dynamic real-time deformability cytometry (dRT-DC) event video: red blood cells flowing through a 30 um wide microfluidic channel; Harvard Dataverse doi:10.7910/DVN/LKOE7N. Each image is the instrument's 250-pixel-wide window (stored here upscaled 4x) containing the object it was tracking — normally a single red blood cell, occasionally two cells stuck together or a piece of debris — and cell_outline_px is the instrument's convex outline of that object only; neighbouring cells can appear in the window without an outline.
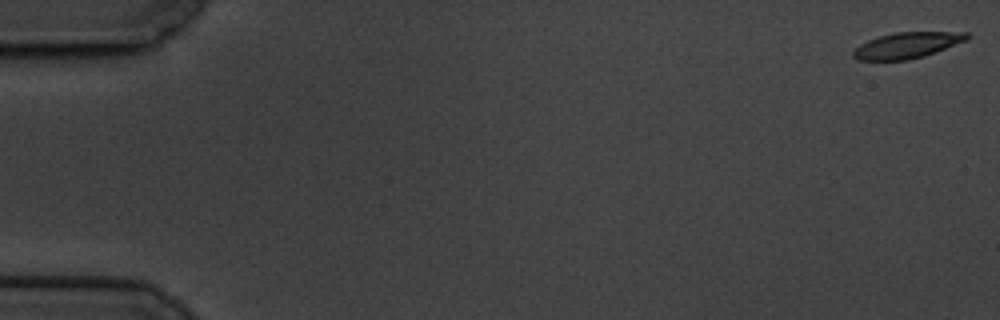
{"species": "common noctule bat (a hibernating species)", "species_latin": "Nyctalus noctula", "temperature_condition": "cold", "stored_images_in_passage": 60, "camera_frame_rate_fps": 3000, "um_per_image_px": 0.085, "animal": {"sex": "male", "body_mass_g": 19.5, "forearm_length_mm": 54.6}, "frame": {"image": 1, "passage_image": 1, "time_ms": 0.0, "image_size_px": [1000, 320], "cell_outline_px": [[972, 36], [968, 40], [924, 56], [908, 60], [856, 60], [852, 56], [852, 52], [860, 44], [868, 40], [880, 36], [896, 32], [968, 32]], "centroid_in_image_um": [77.12, 3.85], "position_along_channel_um": 7.9, "area_um2": 17.22}}
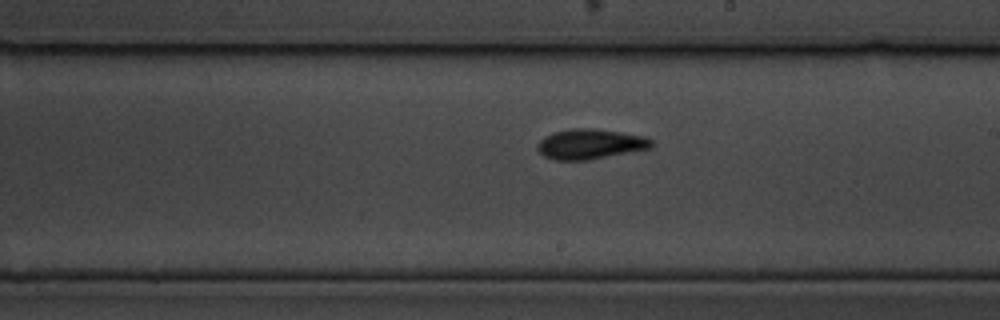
{"frame": {"image": 2, "passage_image": 35, "time_ms": 11.333, "image_size_px": [1000, 320], "cell_outline_px": [[656, 144], [652, 148], [588, 160], [552, 160], [544, 156], [536, 148], [536, 144], [544, 136], [552, 132], [572, 128], [592, 128], [620, 132], [644, 136], [652, 140]], "centroid_in_image_um": [50.16, 12.24], "position_along_channel_um": 238.8, "area_um2": 20.23}}
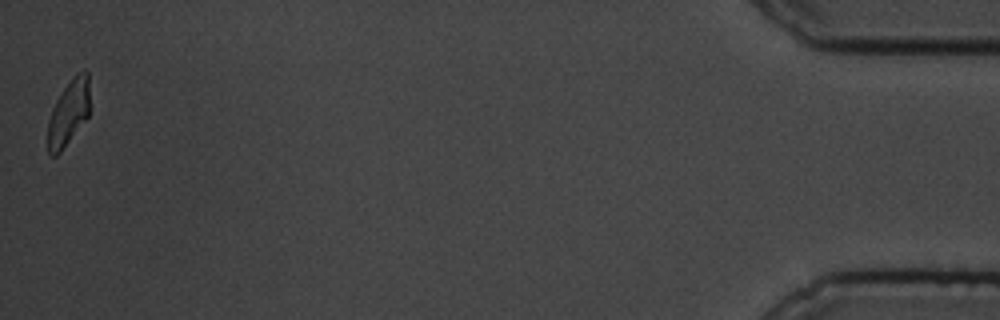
{"frame": {"image": 3, "passage_image": 60, "time_ms": 19.667, "image_size_px": [1000, 320], "cell_outline_px": [[88, 116], [60, 152], [56, 156], [52, 156], [48, 152], [48, 120], [52, 108], [56, 100], [72, 76], [76, 72], [84, 68], [88, 72]], "centroid_in_image_um": [5.81, 9.54], "position_along_channel_um": 429.4, "area_um2": 15.84}, "authors_computed_cell_mechanics": {"area_um2": 18.3804, "velocity_mm_per_s": 3.3603, "shape_relaxation_time_tau1_ms": 2.748, "shape_relaxation_time_tau2_ms": 3.3725, "deformation_change_tau1": 0.1516, "deformation_change_tau2": 0.087}}